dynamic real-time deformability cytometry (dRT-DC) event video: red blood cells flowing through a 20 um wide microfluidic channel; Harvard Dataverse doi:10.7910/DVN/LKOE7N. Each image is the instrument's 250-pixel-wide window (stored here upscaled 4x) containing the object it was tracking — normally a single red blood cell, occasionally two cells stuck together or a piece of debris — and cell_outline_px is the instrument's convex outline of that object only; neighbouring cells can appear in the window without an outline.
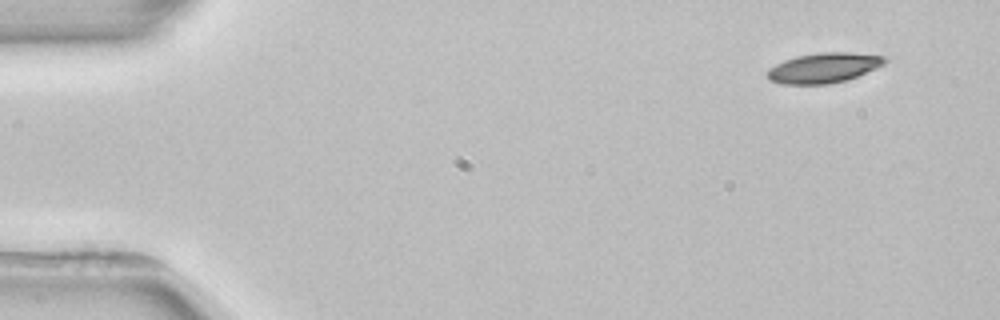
{"species": "common noctule bat (a hibernating species)", "species_latin": "Nyctalus noctula", "temperature_condition": "room temperature", "stored_images_in_passage": 3, "camera_frame_rate_fps": 3000, "um_per_image_px": 0.085, "animal": {"sex": "female", "body_mass_g": 22.7, "forearm_length_mm": 54.2}, "frame": {"image": 1, "passage_image": 1, "time_ms": 0.0, "image_size_px": [1000, 320], "cell_outline_px": [[888, 60], [884, 64], [876, 68], [848, 80], [828, 84], [784, 84], [772, 80], [768, 76], [768, 68], [784, 60], [796, 56], [820, 52], [848, 52], [888, 56]], "centroid_in_image_um": [70.07, 5.75], "position_along_channel_um": 14.9, "area_um2": 20.58}}